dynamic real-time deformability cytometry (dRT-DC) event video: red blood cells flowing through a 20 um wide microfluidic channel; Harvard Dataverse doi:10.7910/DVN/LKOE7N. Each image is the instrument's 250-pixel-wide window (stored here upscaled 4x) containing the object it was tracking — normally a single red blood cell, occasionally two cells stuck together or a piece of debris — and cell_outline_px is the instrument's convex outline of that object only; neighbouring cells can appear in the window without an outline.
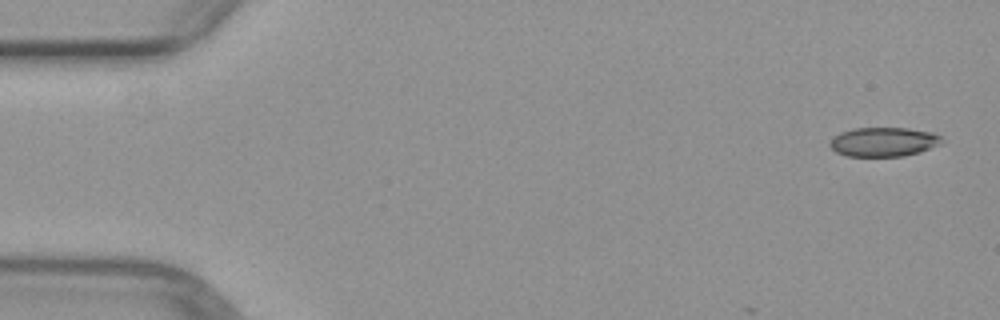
{"species": "common noctule bat (a hibernating species)", "species_latin": "Nyctalus noctula", "temperature_condition": "warm", "stored_images_in_passage": 7, "camera_frame_rate_fps": 3000, "um_per_image_px": 0.085, "animal": {"sex": "female", "body_mass_g": 29.2, "forearm_length_mm": 56.3}, "frame": {"image": 1, "passage_image": 1, "time_ms": 0.0, "image_size_px": [1000, 320], "cell_outline_px": [[944, 140], [940, 144], [920, 152], [904, 156], [848, 156], [836, 152], [828, 144], [832, 136], [840, 132], [856, 128], [908, 128], [932, 132], [940, 136]], "centroid_in_image_um": [75.09, 12.05], "position_along_channel_um": 9.9, "area_um2": 19.13}}
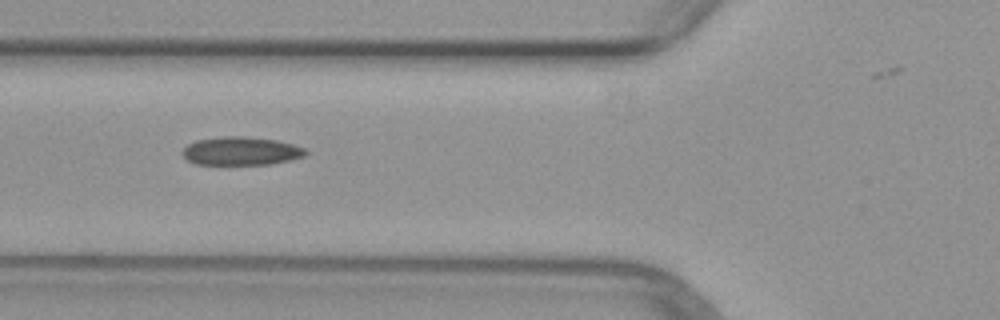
{"frame": {"image": 2, "passage_image": 5, "time_ms": 5.667, "image_size_px": [1000, 320], "cell_outline_px": [[308, 152], [304, 156], [272, 164], [196, 164], [188, 160], [184, 156], [184, 148], [188, 144], [196, 140], [228, 136], [244, 136], [276, 140], [292, 144], [304, 148]], "centroid_in_image_um": [20.51, 12.83], "position_along_channel_um": 105.3, "area_um2": 20.06}}
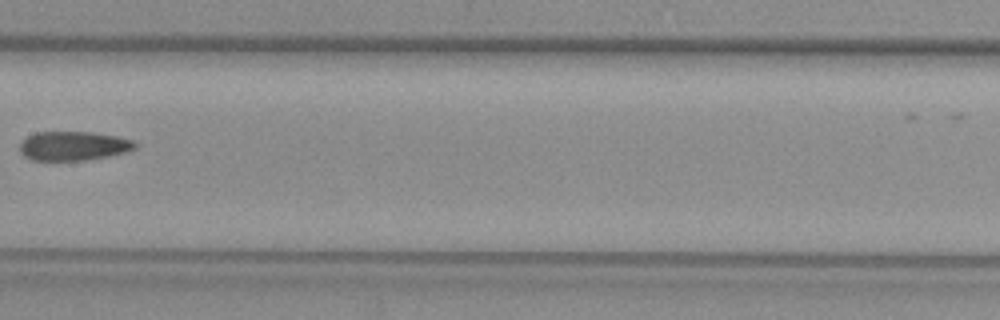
{"frame": {"image": 3, "passage_image": 7, "time_ms": 8.0, "image_size_px": [1000, 320], "cell_outline_px": [[140, 144], [136, 148], [124, 152], [108, 156], [84, 160], [32, 160], [24, 156], [20, 152], [20, 144], [28, 136], [36, 132], [92, 132], [116, 136], [132, 140]], "centroid_in_image_um": [6.25, 12.4], "position_along_channel_um": 201.1, "area_um2": 19.48}}